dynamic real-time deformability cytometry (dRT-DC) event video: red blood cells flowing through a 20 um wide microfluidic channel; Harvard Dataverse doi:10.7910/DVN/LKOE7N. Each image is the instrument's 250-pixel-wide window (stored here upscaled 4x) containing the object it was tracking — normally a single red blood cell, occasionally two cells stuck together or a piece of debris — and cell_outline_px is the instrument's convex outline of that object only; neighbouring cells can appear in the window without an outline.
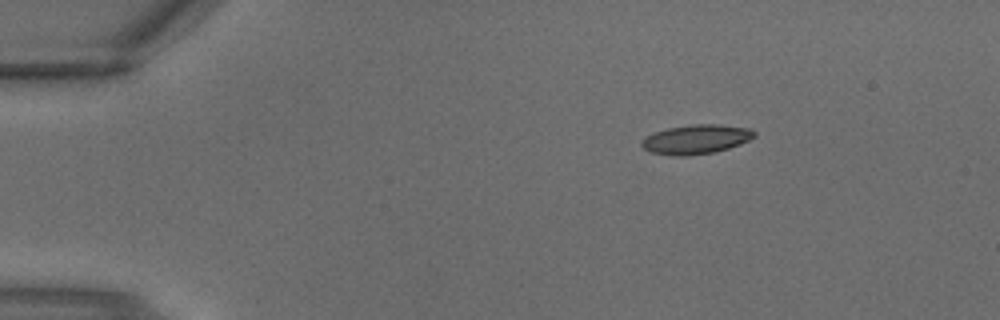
{"species": "common noctule bat (a hibernating species)", "species_latin": "Nyctalus noctula", "temperature_condition": "warm", "stored_images_in_passage": 2, "camera_frame_rate_fps": 3000, "um_per_image_px": 0.085, "animal": {"sex": "male", "body_mass_g": 18.8}, "frame": {"image": 1, "passage_image": 1, "time_ms": 0.0, "image_size_px": [1000, 320], "cell_outline_px": [[756, 136], [740, 144], [716, 152], [684, 156], [672, 156], [652, 152], [644, 148], [640, 144], [640, 140], [644, 136], [652, 132], [668, 128], [692, 124], [716, 124], [752, 128], [756, 132]], "centroid_in_image_um": [59.15, 11.83], "position_along_channel_um": 25.9, "area_um2": 19.48}}